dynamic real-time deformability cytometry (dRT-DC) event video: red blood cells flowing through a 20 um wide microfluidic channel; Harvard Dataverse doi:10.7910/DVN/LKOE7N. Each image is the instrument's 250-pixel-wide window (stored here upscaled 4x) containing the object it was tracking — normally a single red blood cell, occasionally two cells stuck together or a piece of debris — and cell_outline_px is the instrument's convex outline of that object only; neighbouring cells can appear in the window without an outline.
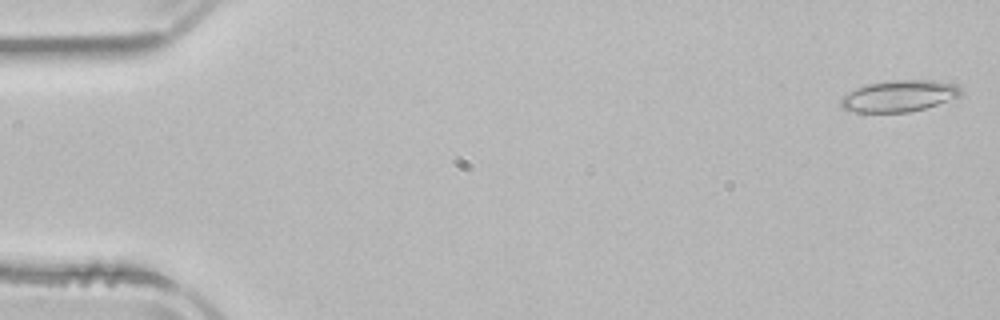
{"species": "common noctule bat (a hibernating species)", "species_latin": "Nyctalus noctula", "temperature_condition": "room temperature", "stored_images_in_passage": 52, "camera_frame_rate_fps": 3000, "um_per_image_px": 0.085, "animal": {"sex": "male", "body_mass_g": 21.5, "forearm_length_mm": 52.0}, "frame": {"image": 1, "passage_image": 1, "time_ms": 0.0, "image_size_px": [1000, 320], "cell_outline_px": [[964, 92], [960, 96], [924, 108], [908, 112], [856, 112], [844, 108], [840, 104], [840, 100], [848, 92], [864, 84], [892, 80], [932, 80], [952, 84], [960, 88]], "centroid_in_image_um": [76.4, 8.15], "position_along_channel_um": 8.6, "area_um2": 21.79}}
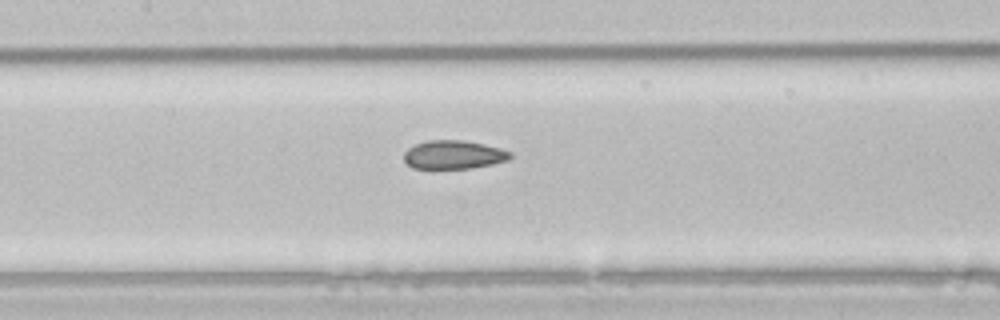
{"frame": {"image": 2, "passage_image": 24, "time_ms": 7.667, "image_size_px": [1000, 320], "cell_outline_px": [[512, 156], [508, 160], [492, 164], [472, 168], [432, 172], [412, 168], [404, 160], [404, 152], [408, 148], [416, 144], [428, 140], [464, 140], [484, 144], [500, 148], [512, 152]], "centroid_in_image_um": [38.51, 13.2], "position_along_channel_um": 168.9, "area_um2": 18.55}}
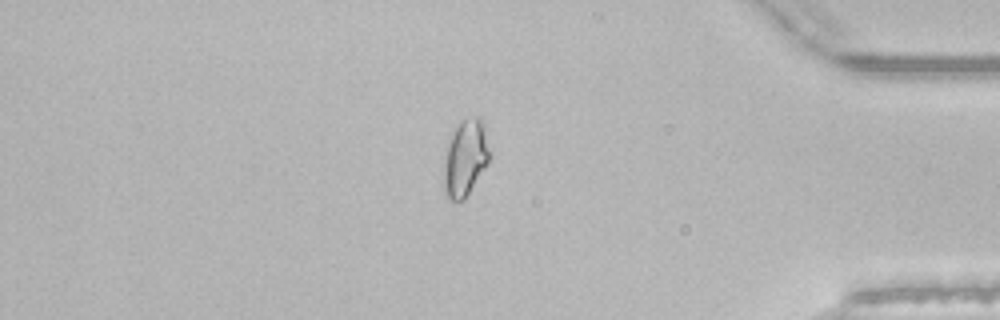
{"frame": {"image": 3, "passage_image": 44, "time_ms": 14.333, "image_size_px": [1000, 320], "cell_outline_px": [[488, 164], [464, 200], [448, 200], [444, 196], [444, 164], [448, 144], [452, 132], [464, 120], [472, 116], [480, 116], [484, 124], [488, 148]], "centroid_in_image_um": [39.54, 13.46], "position_along_channel_um": 395.7, "area_um2": 20.11}, "authors_computed_cell_mechanics": {"area_um2": 19.5942, "velocity_mm_per_s": 3.8841, "shape_relaxation_time_tau1_ms": null, "shape_relaxation_time_tau2_ms": 2.7558, "deformation_change_tau1": null, "deformation_change_tau2": 0.0739}}